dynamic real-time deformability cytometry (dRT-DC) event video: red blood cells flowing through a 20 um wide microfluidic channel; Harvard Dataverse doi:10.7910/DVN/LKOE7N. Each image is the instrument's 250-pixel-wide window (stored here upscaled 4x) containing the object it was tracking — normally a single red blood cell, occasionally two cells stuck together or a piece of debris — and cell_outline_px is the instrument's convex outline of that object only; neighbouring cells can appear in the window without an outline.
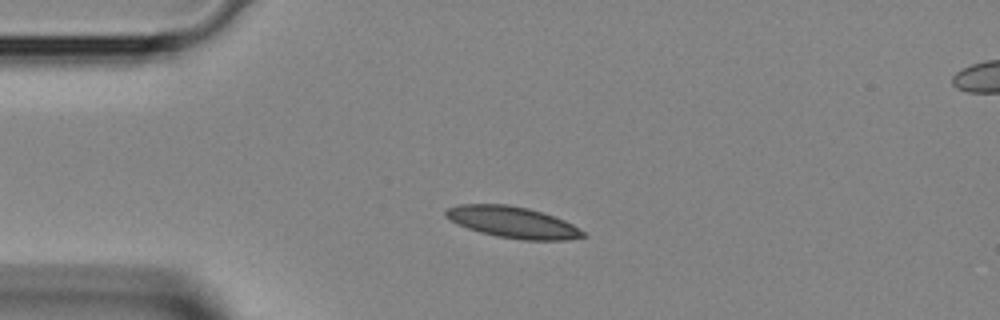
{"species": "Egyptian fruit bat (a non-hibernating species)", "species_latin": "Rousettus aegyptiacus", "temperature_condition": "room temperature", "stored_images_in_passage": 4, "camera_frame_rate_fps": 3000, "um_per_image_px": 0.085, "animal": {"sex": "female"}, "frame": {"image": 1, "passage_image": 3, "time_ms": 0.667, "image_size_px": [1000, 320], "cell_outline_px": [[588, 236], [568, 240], [524, 240], [496, 236], [480, 232], [468, 228], [444, 216], [444, 212], [448, 208], [460, 204], [508, 204], [528, 208], [544, 212], [564, 220], [572, 224], [584, 232]], "centroid_in_image_um": [43.62, 18.89], "position_along_channel_um": 41.4, "area_um2": 25.03}}